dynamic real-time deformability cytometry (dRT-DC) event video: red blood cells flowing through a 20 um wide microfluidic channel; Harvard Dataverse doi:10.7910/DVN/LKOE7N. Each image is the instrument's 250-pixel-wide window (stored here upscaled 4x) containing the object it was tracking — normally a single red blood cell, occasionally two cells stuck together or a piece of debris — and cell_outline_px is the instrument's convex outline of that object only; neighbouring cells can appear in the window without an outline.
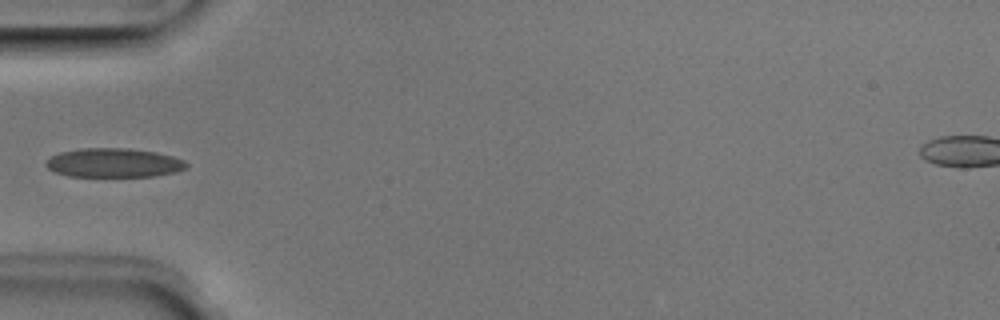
{"species": "Egyptian fruit bat (a non-hibernating species)", "species_latin": "Rousettus aegyptiacus", "temperature_condition": "room temperature", "stored_images_in_passage": 35, "camera_frame_rate_fps": 3000, "um_per_image_px": 0.085, "animal": {"sex": "male"}, "frame": {"image": 1, "passage_image": 1, "time_ms": 0.0, "image_size_px": [1000, 320], "cell_outline_px": [[188, 164], [184, 168], [176, 172], [156, 176], [68, 176], [56, 172], [48, 168], [44, 164], [52, 156], [60, 152], [80, 148], [128, 148], [156, 152], [172, 156], [184, 160]], "centroid_in_image_um": [9.67, 13.83], "position_along_channel_um": 75.3, "area_um2": 23.7}}
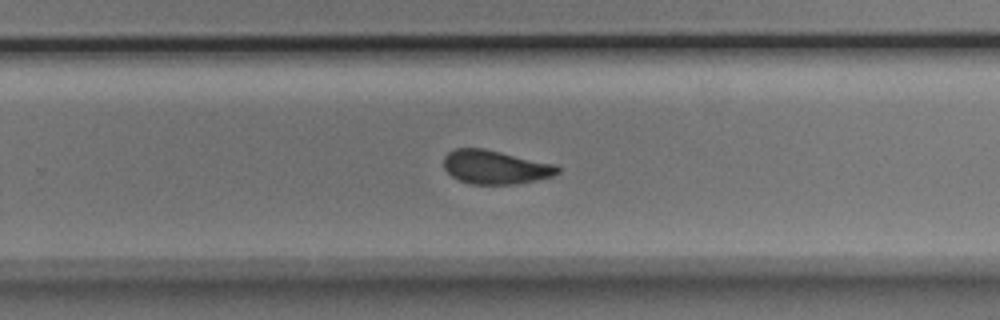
{"frame": {"image": 2, "passage_image": 17, "time_ms": 5.333, "image_size_px": [1000, 320], "cell_outline_px": [[560, 172], [552, 176], [536, 180], [516, 184], [468, 184], [452, 176], [444, 168], [444, 156], [448, 152], [456, 148], [484, 148], [556, 164], [560, 168]], "centroid_in_image_um": [42.11, 14.2], "position_along_channel_um": 287.7, "area_um2": 22.48}}
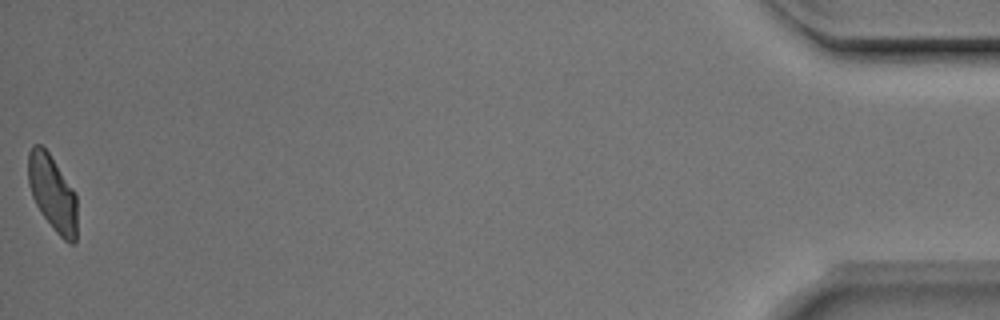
{"frame": {"image": 3, "passage_image": 35, "time_ms": 11.333, "image_size_px": [1000, 320], "cell_outline_px": [[76, 240], [72, 244], [68, 244], [56, 232], [40, 212], [32, 196], [28, 184], [28, 152], [32, 144], [40, 144], [48, 152], [76, 192]], "centroid_in_image_um": [4.45, 16.41], "position_along_channel_um": 430.7, "area_um2": 21.68}}